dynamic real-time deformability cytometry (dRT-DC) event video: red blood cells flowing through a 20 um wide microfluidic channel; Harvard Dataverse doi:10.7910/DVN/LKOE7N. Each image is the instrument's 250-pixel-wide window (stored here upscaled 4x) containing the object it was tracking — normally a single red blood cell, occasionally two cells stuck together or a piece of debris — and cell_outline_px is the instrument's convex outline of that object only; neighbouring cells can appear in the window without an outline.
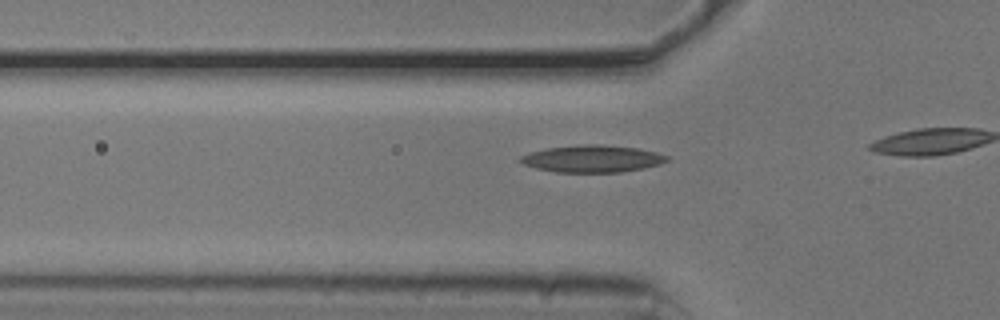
{"species": "common noctule bat (a hibernating species)", "species_latin": "Nyctalus noctula", "temperature_condition": "cold", "stored_images_in_passage": 19, "camera_frame_rate_fps": 3000, "um_per_image_px": 0.085, "animal": {"sex": "male", "body_mass_g": 20.5, "forearm_length_mm": 52.5}, "frame": {"image": 1, "passage_image": 14, "time_ms": 4.333, "image_size_px": [1000, 320], "cell_outline_px": [[668, 160], [660, 164], [644, 168], [620, 172], [556, 172], [536, 168], [524, 164], [516, 160], [520, 156], [532, 152], [548, 148], [584, 144], [600, 144], [640, 148], [656, 152], [668, 156]], "centroid_in_image_um": [50.36, 13.49], "position_along_channel_um": 75.4, "area_um2": 23.12}}